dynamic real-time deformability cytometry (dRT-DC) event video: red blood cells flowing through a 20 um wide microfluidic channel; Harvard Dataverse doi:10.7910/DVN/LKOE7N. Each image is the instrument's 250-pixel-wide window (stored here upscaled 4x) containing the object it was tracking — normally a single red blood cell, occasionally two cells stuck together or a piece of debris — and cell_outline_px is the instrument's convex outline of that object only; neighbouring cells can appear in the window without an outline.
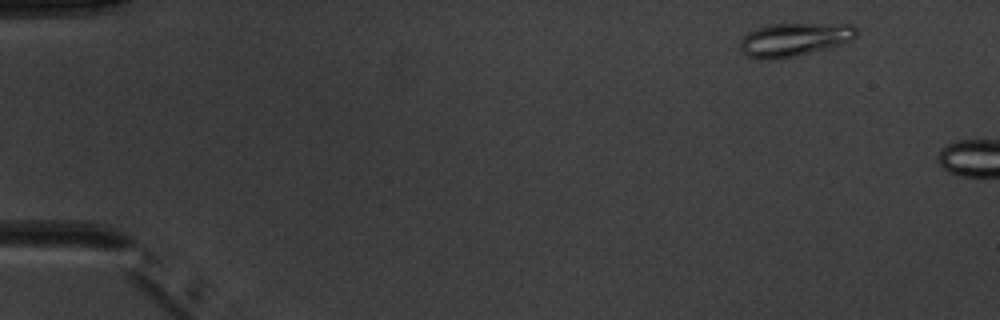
{"species": "common noctule bat (a hibernating species)", "species_latin": "Nyctalus noctula", "temperature_condition": "warm", "stored_images_in_passage": 3, "camera_frame_rate_fps": 3000, "um_per_image_px": 0.085, "animal": {"sex": "male", "body_mass_g": 20.1, "forearm_length_mm": 53.5}, "frame": {"image": 1, "passage_image": 1, "time_ms": 0.0, "image_size_px": [1000, 320], "cell_outline_px": [[856, 36], [852, 40], [828, 48], [796, 56], [776, 60], [768, 60], [748, 56], [740, 48], [740, 40], [748, 32], [756, 28], [772, 24], [852, 24], [856, 28]], "centroid_in_image_um": [67.5, 3.36], "position_along_channel_um": 17.5, "area_um2": 22.54}}